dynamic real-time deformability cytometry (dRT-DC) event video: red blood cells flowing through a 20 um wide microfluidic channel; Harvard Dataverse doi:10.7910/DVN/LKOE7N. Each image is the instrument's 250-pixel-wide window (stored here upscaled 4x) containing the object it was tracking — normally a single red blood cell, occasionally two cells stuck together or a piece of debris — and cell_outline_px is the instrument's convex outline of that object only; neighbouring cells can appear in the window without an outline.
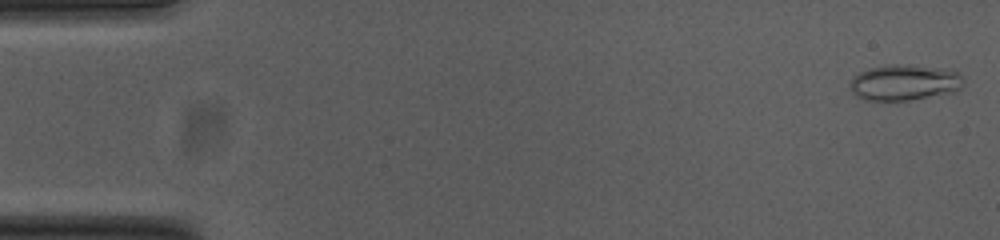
{"species": "common noctule bat (a hibernating species)", "species_latin": "Nyctalus noctula", "temperature_condition": "cold", "stored_images_in_passage": 53, "camera_frame_rate_fps": 3000, "um_per_image_px": 0.085, "animal": {"sex": "female", "body_mass_g": 23.0, "forearm_length_mm": 53.4}, "frame": {"image": 1, "passage_image": 1, "time_ms": 0.0, "image_size_px": [1000, 240], "cell_outline_px": [[964, 84], [956, 92], [908, 100], [864, 100], [856, 96], [848, 88], [852, 80], [860, 72], [868, 68], [888, 64], [904, 64], [944, 68], [960, 72], [964, 76]], "centroid_in_image_um": [76.92, 7.0], "position_along_channel_um": 8.1, "area_um2": 24.04}}
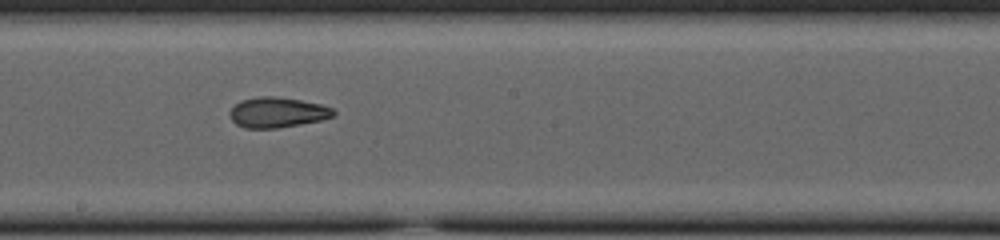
{"frame": {"image": 2, "passage_image": 29, "time_ms": 9.333, "image_size_px": [1000, 240], "cell_outline_px": [[336, 116], [320, 120], [300, 124], [276, 128], [244, 128], [236, 124], [232, 120], [228, 112], [240, 100], [260, 96], [276, 96], [300, 100], [320, 104], [332, 108], [336, 112]], "centroid_in_image_um": [23.57, 9.55], "position_along_channel_um": 224.6, "area_um2": 18.32}}
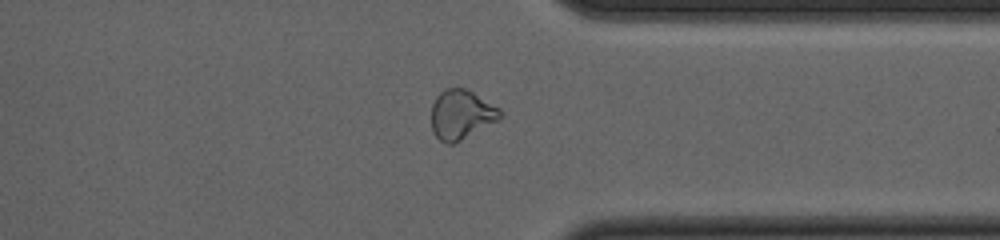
{"frame": {"image": 3, "passage_image": 41, "time_ms": 13.333, "image_size_px": [1000, 240], "cell_outline_px": [[504, 116], [500, 120], [452, 144], [448, 144], [440, 140], [432, 132], [432, 104], [436, 96], [444, 88], [464, 88], [472, 92], [500, 108]], "centroid_in_image_um": [39.22, 9.73], "position_along_channel_um": 372.2, "area_um2": 19.83}, "authors_computed_cell_mechanics": {"area_um2": 19.652, "velocity_mm_per_s": 3.774, "shape_relaxation_time_tau1_ms": null, "shape_relaxation_time_tau2_ms": 2.074, "deformation_change_tau1": null, "deformation_change_tau2": 0.084}}